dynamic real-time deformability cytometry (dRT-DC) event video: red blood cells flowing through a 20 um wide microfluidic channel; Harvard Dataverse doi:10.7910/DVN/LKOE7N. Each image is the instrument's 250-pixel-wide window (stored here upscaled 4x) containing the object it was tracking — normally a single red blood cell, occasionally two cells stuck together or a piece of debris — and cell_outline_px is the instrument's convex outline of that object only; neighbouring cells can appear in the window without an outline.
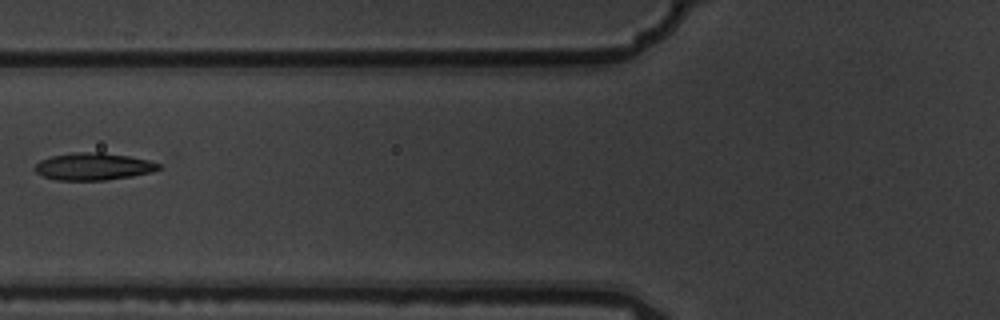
{"species": "common noctule bat (a hibernating species)", "species_latin": "Nyctalus noctula", "temperature_condition": "warm", "stored_images_in_passage": 7, "camera_frame_rate_fps": 3000, "um_per_image_px": 0.085, "animal": {"sex": "male", "body_mass_g": 19.5, "forearm_length_mm": 54.6}, "frame": {"image": 1, "passage_image": 6, "time_ms": 1.667, "image_size_px": [1000, 320], "cell_outline_px": [[160, 168], [152, 172], [132, 176], [104, 180], [56, 180], [44, 176], [36, 172], [32, 168], [40, 160], [52, 156], [72, 152], [104, 152], [128, 156], [148, 160], [160, 164]], "centroid_in_image_um": [7.91, 14.14], "position_along_channel_um": 117.9, "area_um2": 19.65}}
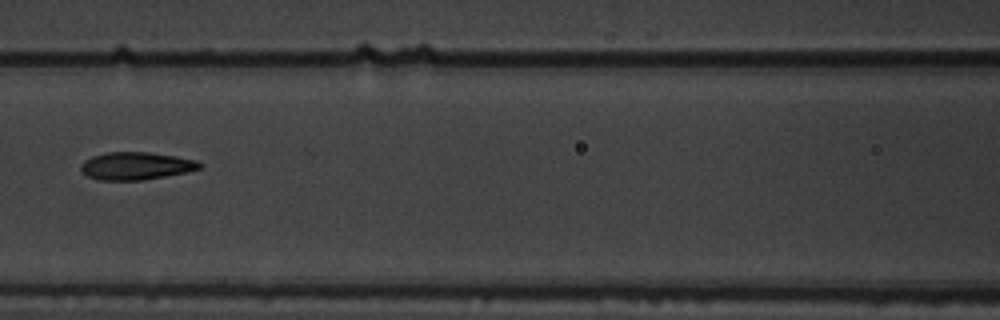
{"frame": {"image": 2, "passage_image": 7, "time_ms": 2.0, "image_size_px": [1000, 320], "cell_outline_px": [[204, 164], [200, 168], [188, 172], [144, 180], [96, 180], [88, 176], [80, 168], [80, 164], [84, 160], [92, 156], [108, 152], [152, 152], [176, 156], [196, 160]], "centroid_in_image_um": [11.58, 14.1], "position_along_channel_um": 155.0, "area_um2": 19.31}}